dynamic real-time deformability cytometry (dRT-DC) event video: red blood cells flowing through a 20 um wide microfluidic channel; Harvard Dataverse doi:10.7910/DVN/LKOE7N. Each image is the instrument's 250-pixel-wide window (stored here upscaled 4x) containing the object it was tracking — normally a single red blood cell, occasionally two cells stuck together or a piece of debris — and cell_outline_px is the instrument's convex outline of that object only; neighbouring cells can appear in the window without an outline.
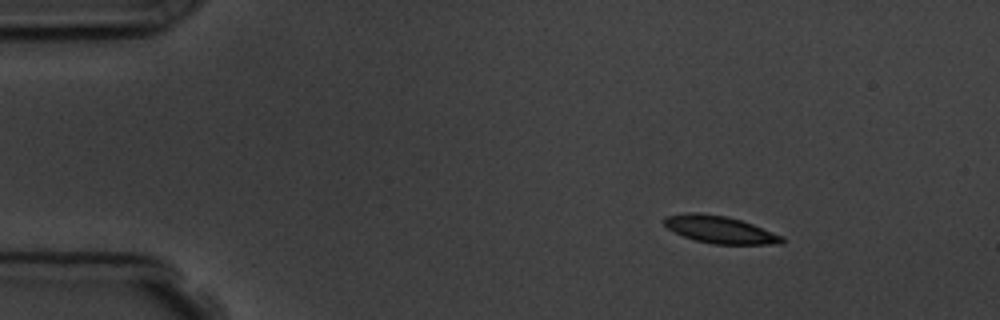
{"species": "common noctule bat (a hibernating species)", "species_latin": "Nyctalus noctula", "temperature_condition": "room temperature", "stored_images_in_passage": 8, "camera_frame_rate_fps": 3000, "um_per_image_px": 0.085, "animal": {"sex": "male", "body_mass_g": 19.5, "forearm_length_mm": 54.6}, "frame": {"image": 1, "passage_image": 1, "time_ms": 0.0, "image_size_px": [1000, 320], "cell_outline_px": [[784, 244], [712, 244], [696, 240], [684, 236], [668, 228], [664, 224], [664, 216], [684, 212], [700, 212], [728, 216], [752, 224], [784, 236]], "centroid_in_image_um": [61.19, 19.5], "position_along_channel_um": 23.8, "area_um2": 18.84}}
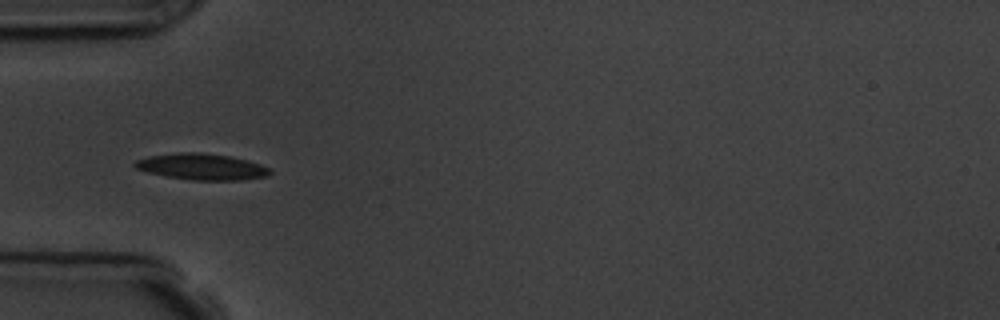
{"frame": {"image": 2, "passage_image": 4, "time_ms": 3.333, "image_size_px": [1000, 320], "cell_outline_px": [[272, 172], [268, 176], [244, 180], [192, 180], [168, 176], [148, 172], [136, 168], [132, 164], [136, 160], [152, 156], [180, 152], [200, 152], [228, 156], [248, 160], [260, 164], [268, 168]], "centroid_in_image_um": [17.18, 14.17], "position_along_channel_um": 67.8, "area_um2": 20.46}}